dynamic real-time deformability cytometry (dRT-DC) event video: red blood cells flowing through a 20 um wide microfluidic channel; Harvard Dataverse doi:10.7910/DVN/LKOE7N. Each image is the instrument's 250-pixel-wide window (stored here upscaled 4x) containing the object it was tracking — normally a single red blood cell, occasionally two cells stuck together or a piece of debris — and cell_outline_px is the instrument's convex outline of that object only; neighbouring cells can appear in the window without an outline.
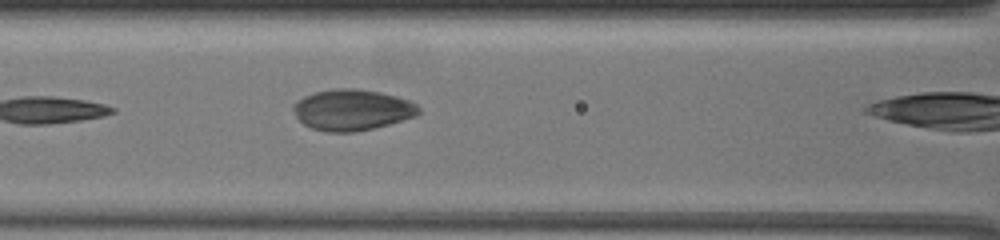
{"species": "common noctule bat (a hibernating species)", "species_latin": "Nyctalus noctula", "temperature_condition": "warm", "stored_images_in_passage": 29, "camera_frame_rate_fps": 3000, "um_per_image_px": 0.085, "animal": {"sex": "female", "body_mass_g": 19.5, "forearm_length_mm": 54.1}, "frame": {"image": 1, "passage_image": 9, "time_ms": 2.667, "image_size_px": [1000, 240], "cell_outline_px": [[420, 112], [416, 116], [404, 120], [356, 132], [324, 132], [312, 128], [304, 124], [296, 116], [292, 108], [304, 96], [316, 92], [344, 88], [356, 88], [396, 96], [408, 100], [416, 104], [420, 108]], "centroid_in_image_um": [29.95, 9.35], "position_along_channel_um": 136.6, "area_um2": 29.59}}
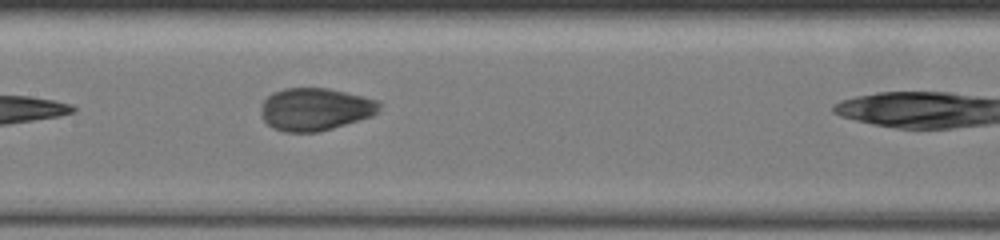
{"frame": {"image": 2, "passage_image": 13, "time_ms": 4.0, "image_size_px": [1000, 240], "cell_outline_px": [[380, 108], [372, 116], [320, 132], [284, 132], [272, 128], [260, 116], [264, 100], [272, 92], [284, 88], [328, 88], [376, 100], [380, 104]], "centroid_in_image_um": [26.75, 9.29], "position_along_channel_um": 180.6, "area_um2": 29.25}}
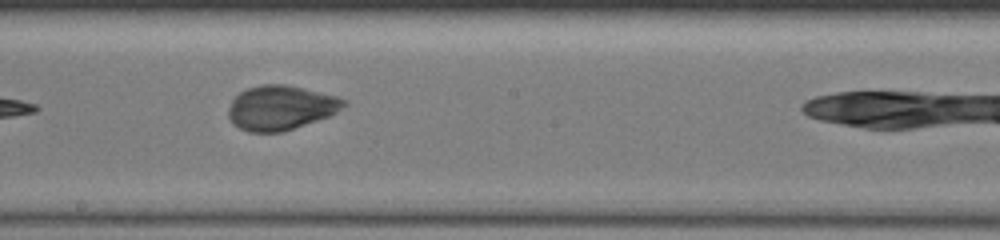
{"frame": {"image": 3, "passage_image": 17, "time_ms": 5.333, "image_size_px": [1000, 240], "cell_outline_px": [[348, 104], [336, 112], [328, 116], [284, 132], [248, 132], [232, 124], [228, 116], [228, 108], [232, 100], [240, 92], [248, 88], [264, 84], [284, 84], [336, 96], [348, 100]], "centroid_in_image_um": [23.85, 9.16], "position_along_channel_um": 224.4, "area_um2": 29.82}}